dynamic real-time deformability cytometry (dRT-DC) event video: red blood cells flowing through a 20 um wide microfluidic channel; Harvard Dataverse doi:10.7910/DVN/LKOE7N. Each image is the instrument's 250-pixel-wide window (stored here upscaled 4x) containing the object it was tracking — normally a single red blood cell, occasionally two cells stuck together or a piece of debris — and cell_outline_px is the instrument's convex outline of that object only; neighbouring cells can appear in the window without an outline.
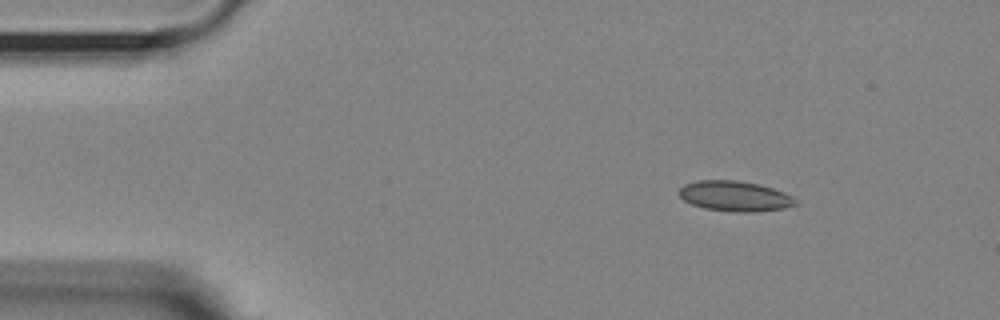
{"species": "Egyptian fruit bat (a non-hibernating species)", "species_latin": "Rousettus aegyptiacus", "temperature_condition": "room temperature", "stored_images_in_passage": 48, "camera_frame_rate_fps": 3000, "um_per_image_px": 0.085, "animal": {"sex": "female"}, "frame": {"image": 1, "passage_image": 1, "time_ms": 0.0, "image_size_px": [1000, 320], "cell_outline_px": [[796, 204], [784, 208], [752, 212], [732, 212], [704, 208], [692, 204], [684, 200], [676, 192], [684, 184], [696, 180], [736, 180], [760, 184], [784, 192], [792, 196], [796, 200]], "centroid_in_image_um": [62.43, 16.66], "position_along_channel_um": 22.6, "area_um2": 20.63}}
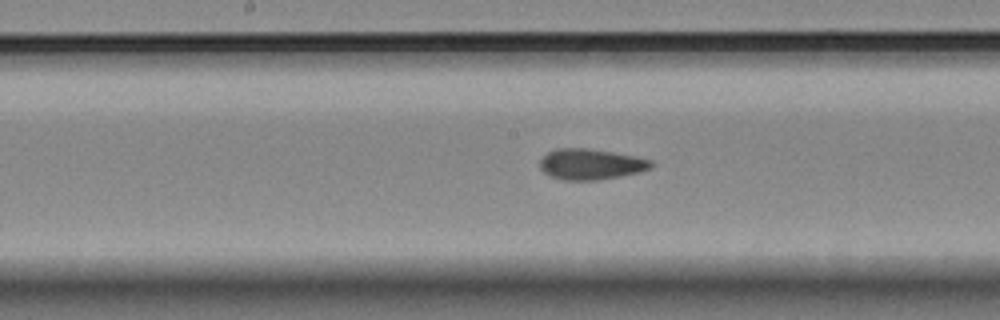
{"frame": {"image": 2, "passage_image": 21, "time_ms": 6.667, "image_size_px": [1000, 320], "cell_outline_px": [[652, 168], [640, 172], [620, 176], [596, 180], [564, 180], [552, 176], [544, 172], [540, 168], [540, 160], [548, 152], [556, 148], [588, 148], [636, 156], [652, 160]], "centroid_in_image_um": [50.23, 13.95], "position_along_channel_um": 198.0, "area_um2": 19.88}}
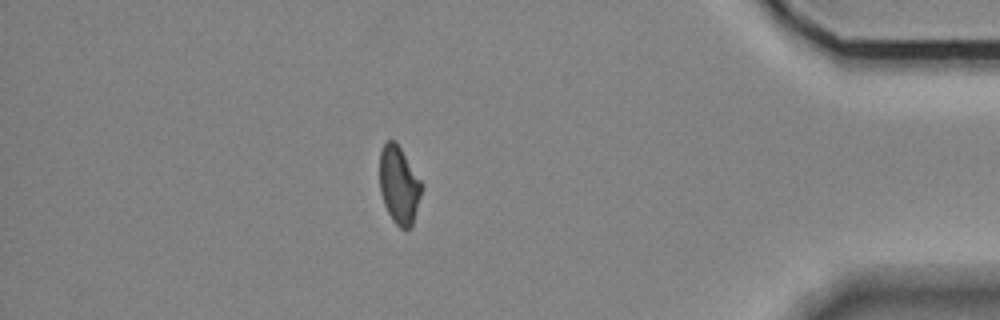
{"frame": {"image": 3, "passage_image": 41, "time_ms": 13.333, "image_size_px": [1000, 320], "cell_outline_px": [[424, 188], [412, 224], [408, 228], [400, 228], [392, 220], [384, 204], [380, 192], [380, 152], [384, 144], [388, 140], [396, 140], [424, 184]], "centroid_in_image_um": [33.94, 15.7], "position_along_channel_um": 401.3, "area_um2": 19.25}, "authors_computed_cell_mechanics": {"area_um2": 19.8254, "velocity_mm_per_s": 3.6572, "shape_relaxation_time_tau1_ms": null, "shape_relaxation_time_tau2_ms": 1.8187, "deformation_change_tau1": null, "deformation_change_tau2": 0.0657}}